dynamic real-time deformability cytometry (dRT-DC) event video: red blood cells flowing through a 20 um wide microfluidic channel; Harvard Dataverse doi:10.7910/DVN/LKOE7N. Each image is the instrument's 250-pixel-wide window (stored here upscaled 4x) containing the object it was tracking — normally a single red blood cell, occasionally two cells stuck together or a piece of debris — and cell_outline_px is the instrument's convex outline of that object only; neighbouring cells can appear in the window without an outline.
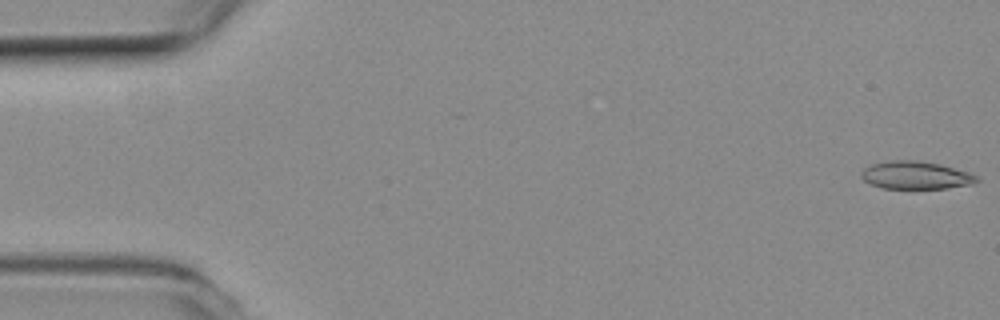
{"species": "common noctule bat (a hibernating species)", "species_latin": "Nyctalus noctula", "temperature_condition": "room temperature", "stored_images_in_passage": 53, "camera_frame_rate_fps": 3000, "um_per_image_px": 0.085, "animal": {"sex": "female", "body_mass_g": 19.3, "forearm_length_mm": 54.1}, "frame": {"image": 1, "passage_image": 1, "time_ms": 0.0, "image_size_px": [1000, 320], "cell_outline_px": [[980, 180], [972, 184], [944, 188], [884, 188], [872, 184], [864, 180], [860, 176], [860, 172], [864, 168], [872, 164], [888, 160], [916, 160], [940, 164], [968, 172], [976, 176]], "centroid_in_image_um": [77.81, 14.88], "position_along_channel_um": 7.2, "area_um2": 18.55}}
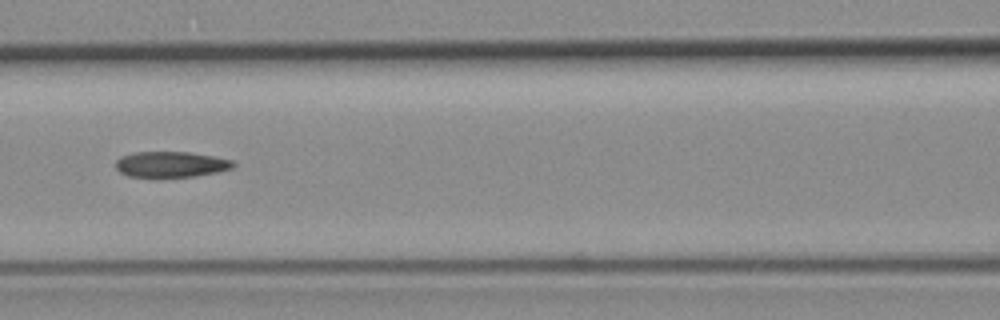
{"frame": {"image": 2, "passage_image": 23, "time_ms": 7.333, "image_size_px": [1000, 320], "cell_outline_px": [[236, 164], [232, 168], [216, 172], [196, 176], [156, 180], [152, 180], [128, 176], [120, 172], [116, 168], [116, 160], [120, 156], [136, 152], [188, 152], [212, 156], [232, 160]], "centroid_in_image_um": [14.46, 14.02], "position_along_channel_um": 152.1, "area_um2": 18.38}}
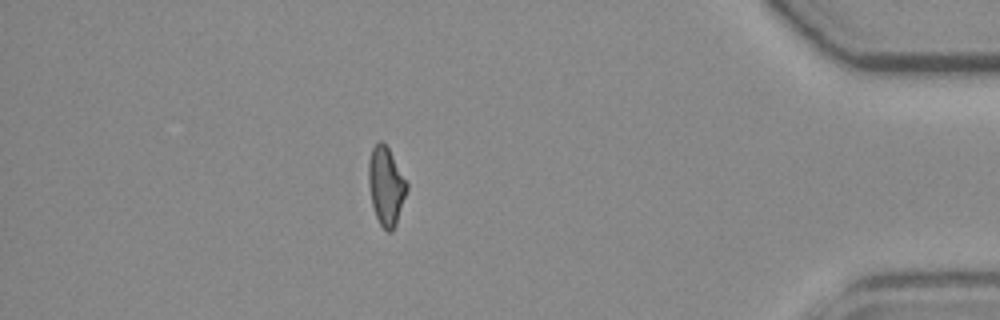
{"frame": {"image": 3, "passage_image": 46, "time_ms": 15.0, "image_size_px": [1000, 320], "cell_outline_px": [[408, 188], [396, 224], [392, 232], [388, 232], [380, 224], [376, 216], [372, 204], [368, 184], [368, 160], [372, 148], [380, 140], [388, 148], [408, 184]], "centroid_in_image_um": [32.8, 15.82], "position_along_channel_um": 402.4, "area_um2": 17.28}, "authors_computed_cell_mechanics": {"area_um2": 18.2648, "velocity_mm_per_s": 3.8922, "shape_relaxation_time_tau1_ms": null, "shape_relaxation_time_tau2_ms": 4.8725, "deformation_change_tau1": null, "deformation_change_tau2": 0.1455}}